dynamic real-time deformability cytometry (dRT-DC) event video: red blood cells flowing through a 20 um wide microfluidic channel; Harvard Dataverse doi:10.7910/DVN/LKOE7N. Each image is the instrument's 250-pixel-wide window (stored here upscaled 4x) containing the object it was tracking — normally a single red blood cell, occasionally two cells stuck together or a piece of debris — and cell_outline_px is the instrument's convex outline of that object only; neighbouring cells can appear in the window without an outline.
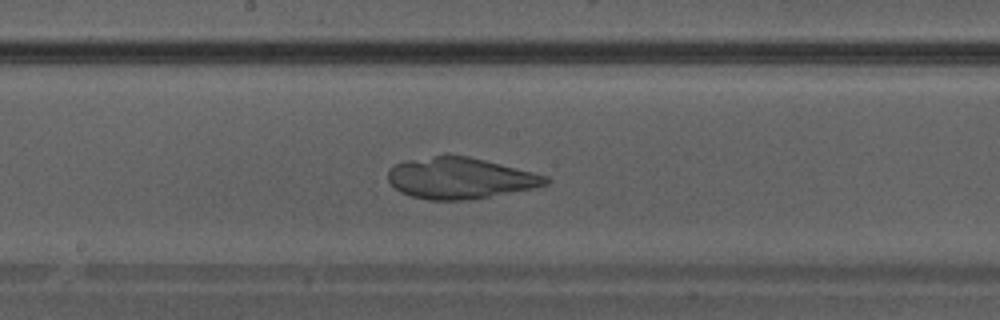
{"species": "Egyptian fruit bat (a non-hibernating species)", "species_latin": "Rousettus aegyptiacus", "temperature_condition": "warm", "stored_images_in_passage": 36, "camera_frame_rate_fps": 3000, "um_per_image_px": 0.085, "animal": {"sex": "male"}, "frame": {"image": 1, "passage_image": 21, "time_ms": 6.667, "image_size_px": [1000, 320], "cell_outline_px": [[552, 180], [548, 184], [536, 188], [468, 200], [428, 200], [412, 196], [400, 192], [388, 180], [388, 168], [392, 164], [408, 160], [444, 152], [448, 152], [468, 156], [548, 176]], "centroid_in_image_um": [39.08, 15.11], "position_along_channel_um": 209.1, "area_um2": 38.49}}